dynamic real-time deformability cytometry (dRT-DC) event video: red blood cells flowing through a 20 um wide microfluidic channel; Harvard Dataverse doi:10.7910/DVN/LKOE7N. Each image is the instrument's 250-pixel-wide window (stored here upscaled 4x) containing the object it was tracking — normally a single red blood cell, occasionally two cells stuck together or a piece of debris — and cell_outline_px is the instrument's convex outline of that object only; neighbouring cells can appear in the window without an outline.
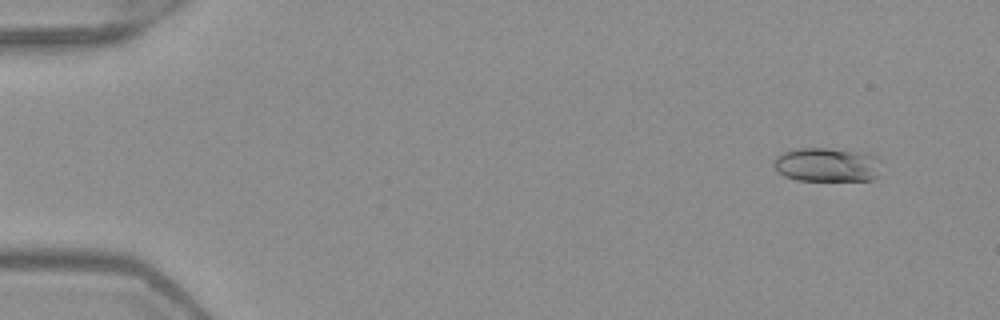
{"species": "Egyptian fruit bat (a non-hibernating species)", "species_latin": "Rousettus aegyptiacus", "temperature_condition": "warm", "stored_images_in_passage": 53, "camera_frame_rate_fps": 3000, "um_per_image_px": 0.085, "frame": {"image": 1, "passage_image": 5, "time_ms": 1.333, "image_size_px": [1000, 320], "cell_outline_px": [[880, 176], [872, 180], [796, 180], [784, 176], [776, 172], [772, 164], [772, 160], [776, 156], [792, 148], [828, 148], [868, 152], [876, 156], [880, 160]], "centroid_in_image_um": [70.3, 13.99], "position_along_channel_um": 14.7, "area_um2": 22.02}}
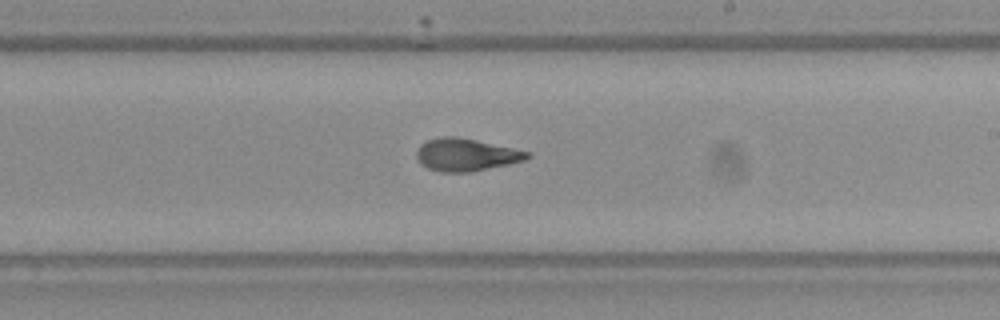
{"frame": {"image": 2, "passage_image": 32, "time_ms": 10.333, "image_size_px": [1000, 320], "cell_outline_px": [[532, 156], [524, 160], [508, 164], [472, 172], [440, 172], [428, 168], [420, 164], [416, 156], [416, 152], [420, 144], [428, 140], [444, 136], [456, 136], [476, 140], [532, 152]], "centroid_in_image_um": [39.61, 13.16], "position_along_channel_um": 249.4, "area_um2": 21.04}}
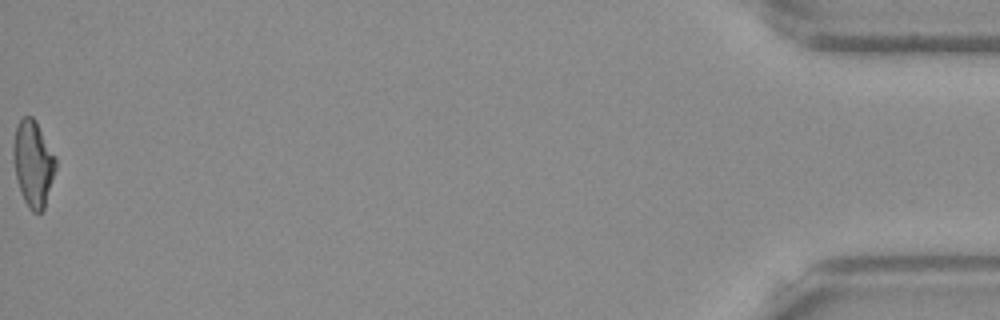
{"frame": {"image": 3, "passage_image": 53, "time_ms": 17.333, "image_size_px": [1000, 320], "cell_outline_px": [[56, 168], [44, 208], [40, 212], [32, 212], [28, 208], [20, 192], [16, 176], [12, 156], [12, 148], [16, 124], [24, 116], [32, 116], [36, 120], [56, 156]], "centroid_in_image_um": [2.81, 13.87], "position_along_channel_um": 432.4, "area_um2": 21.44}, "authors_computed_cell_mechanics": {"area_um2": 20.8658, "velocity_mm_per_s": 3.9834, "shape_relaxation_time_tau1_ms": 5.5581, "shape_relaxation_time_tau2_ms": 1.7272, "deformation_change_tau1": 0.2131, "deformation_change_tau2": 0.0984}}